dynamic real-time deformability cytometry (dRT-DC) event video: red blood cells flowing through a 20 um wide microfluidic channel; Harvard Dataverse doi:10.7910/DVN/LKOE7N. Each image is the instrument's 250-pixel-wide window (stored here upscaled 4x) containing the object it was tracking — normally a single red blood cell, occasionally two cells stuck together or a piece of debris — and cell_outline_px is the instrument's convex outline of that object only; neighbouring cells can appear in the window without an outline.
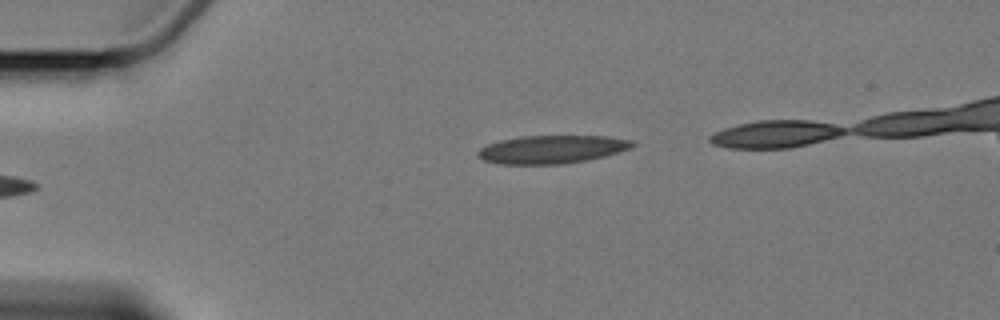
{"species": "Egyptian fruit bat (a non-hibernating species)", "species_latin": "Rousettus aegyptiacus", "temperature_condition": "cold", "stored_images_in_passage": 5, "camera_frame_rate_fps": 3000, "um_per_image_px": 0.085, "animal": {"sex": "female"}, "frame": {"image": 1, "passage_image": 5, "time_ms": 5.667, "image_size_px": [1000, 320], "cell_outline_px": [[636, 144], [632, 148], [604, 156], [588, 160], [560, 164], [496, 164], [484, 160], [476, 152], [480, 148], [488, 144], [500, 140], [520, 136], [608, 136], [632, 140]], "centroid_in_image_um": [46.92, 12.69], "position_along_channel_um": 38.1, "area_um2": 25.37}}